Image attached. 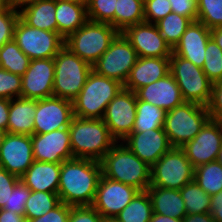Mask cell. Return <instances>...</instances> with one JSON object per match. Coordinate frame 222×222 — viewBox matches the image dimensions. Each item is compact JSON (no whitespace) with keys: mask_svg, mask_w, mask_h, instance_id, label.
I'll return each mask as SVG.
<instances>
[{"mask_svg":"<svg viewBox=\"0 0 222 222\" xmlns=\"http://www.w3.org/2000/svg\"><path fill=\"white\" fill-rule=\"evenodd\" d=\"M102 175L100 161L73 158L61 163L58 196L69 206H92Z\"/></svg>","mask_w":222,"mask_h":222,"instance_id":"1","label":"cell"},{"mask_svg":"<svg viewBox=\"0 0 222 222\" xmlns=\"http://www.w3.org/2000/svg\"><path fill=\"white\" fill-rule=\"evenodd\" d=\"M74 158L101 161L117 143L103 119L73 117L68 127Z\"/></svg>","mask_w":222,"mask_h":222,"instance_id":"2","label":"cell"},{"mask_svg":"<svg viewBox=\"0 0 222 222\" xmlns=\"http://www.w3.org/2000/svg\"><path fill=\"white\" fill-rule=\"evenodd\" d=\"M119 143L100 161L102 174L139 191L147 190L151 183V167L141 161L123 142Z\"/></svg>","mask_w":222,"mask_h":222,"instance_id":"3","label":"cell"},{"mask_svg":"<svg viewBox=\"0 0 222 222\" xmlns=\"http://www.w3.org/2000/svg\"><path fill=\"white\" fill-rule=\"evenodd\" d=\"M123 88L119 81L92 70L77 97L72 101L73 114L82 119H102L107 105Z\"/></svg>","mask_w":222,"mask_h":222,"instance_id":"4","label":"cell"},{"mask_svg":"<svg viewBox=\"0 0 222 222\" xmlns=\"http://www.w3.org/2000/svg\"><path fill=\"white\" fill-rule=\"evenodd\" d=\"M119 33L108 23L88 20L65 39L64 46L93 66Z\"/></svg>","mask_w":222,"mask_h":222,"instance_id":"5","label":"cell"},{"mask_svg":"<svg viewBox=\"0 0 222 222\" xmlns=\"http://www.w3.org/2000/svg\"><path fill=\"white\" fill-rule=\"evenodd\" d=\"M209 119L206 106L184 102L166 112L163 129L170 145L181 148L200 132Z\"/></svg>","mask_w":222,"mask_h":222,"instance_id":"6","label":"cell"},{"mask_svg":"<svg viewBox=\"0 0 222 222\" xmlns=\"http://www.w3.org/2000/svg\"><path fill=\"white\" fill-rule=\"evenodd\" d=\"M53 96L73 101L85 85L92 66L63 47L54 57Z\"/></svg>","mask_w":222,"mask_h":222,"instance_id":"7","label":"cell"},{"mask_svg":"<svg viewBox=\"0 0 222 222\" xmlns=\"http://www.w3.org/2000/svg\"><path fill=\"white\" fill-rule=\"evenodd\" d=\"M169 58V72L175 78L183 100L207 106L213 83L207 78L203 69L173 53Z\"/></svg>","mask_w":222,"mask_h":222,"instance_id":"8","label":"cell"},{"mask_svg":"<svg viewBox=\"0 0 222 222\" xmlns=\"http://www.w3.org/2000/svg\"><path fill=\"white\" fill-rule=\"evenodd\" d=\"M194 173L184 150L172 147L151 167L150 186L180 190L194 180Z\"/></svg>","mask_w":222,"mask_h":222,"instance_id":"9","label":"cell"},{"mask_svg":"<svg viewBox=\"0 0 222 222\" xmlns=\"http://www.w3.org/2000/svg\"><path fill=\"white\" fill-rule=\"evenodd\" d=\"M13 40L31 60L54 58L65 44L58 32L31 27L21 18L15 26Z\"/></svg>","mask_w":222,"mask_h":222,"instance_id":"10","label":"cell"},{"mask_svg":"<svg viewBox=\"0 0 222 222\" xmlns=\"http://www.w3.org/2000/svg\"><path fill=\"white\" fill-rule=\"evenodd\" d=\"M137 59L138 55L130 41L120 32L92 66V70L124 85Z\"/></svg>","mask_w":222,"mask_h":222,"instance_id":"11","label":"cell"},{"mask_svg":"<svg viewBox=\"0 0 222 222\" xmlns=\"http://www.w3.org/2000/svg\"><path fill=\"white\" fill-rule=\"evenodd\" d=\"M137 96L131 90L122 88L107 105L103 121L111 136L119 143L133 130L136 116Z\"/></svg>","mask_w":222,"mask_h":222,"instance_id":"12","label":"cell"},{"mask_svg":"<svg viewBox=\"0 0 222 222\" xmlns=\"http://www.w3.org/2000/svg\"><path fill=\"white\" fill-rule=\"evenodd\" d=\"M139 192L138 189L101 175L92 207L103 217H116Z\"/></svg>","mask_w":222,"mask_h":222,"instance_id":"13","label":"cell"},{"mask_svg":"<svg viewBox=\"0 0 222 222\" xmlns=\"http://www.w3.org/2000/svg\"><path fill=\"white\" fill-rule=\"evenodd\" d=\"M73 117L72 101L55 96L38 99L33 134H45L69 127Z\"/></svg>","mask_w":222,"mask_h":222,"instance_id":"14","label":"cell"},{"mask_svg":"<svg viewBox=\"0 0 222 222\" xmlns=\"http://www.w3.org/2000/svg\"><path fill=\"white\" fill-rule=\"evenodd\" d=\"M222 141V126L209 119L200 132L183 147L194 168L217 160Z\"/></svg>","mask_w":222,"mask_h":222,"instance_id":"15","label":"cell"},{"mask_svg":"<svg viewBox=\"0 0 222 222\" xmlns=\"http://www.w3.org/2000/svg\"><path fill=\"white\" fill-rule=\"evenodd\" d=\"M138 57H170L173 49L153 23L142 22L127 27L123 32Z\"/></svg>","mask_w":222,"mask_h":222,"instance_id":"16","label":"cell"},{"mask_svg":"<svg viewBox=\"0 0 222 222\" xmlns=\"http://www.w3.org/2000/svg\"><path fill=\"white\" fill-rule=\"evenodd\" d=\"M33 162L31 136L6 133L0 148V167L20 178Z\"/></svg>","mask_w":222,"mask_h":222,"instance_id":"17","label":"cell"},{"mask_svg":"<svg viewBox=\"0 0 222 222\" xmlns=\"http://www.w3.org/2000/svg\"><path fill=\"white\" fill-rule=\"evenodd\" d=\"M31 141L36 161L62 163L74 158L68 127L45 134H33Z\"/></svg>","mask_w":222,"mask_h":222,"instance_id":"18","label":"cell"},{"mask_svg":"<svg viewBox=\"0 0 222 222\" xmlns=\"http://www.w3.org/2000/svg\"><path fill=\"white\" fill-rule=\"evenodd\" d=\"M54 58L31 60L22 76L21 98L44 99L53 96Z\"/></svg>","mask_w":222,"mask_h":222,"instance_id":"19","label":"cell"},{"mask_svg":"<svg viewBox=\"0 0 222 222\" xmlns=\"http://www.w3.org/2000/svg\"><path fill=\"white\" fill-rule=\"evenodd\" d=\"M122 142L150 167L172 148L164 129L130 133Z\"/></svg>","mask_w":222,"mask_h":222,"instance_id":"20","label":"cell"},{"mask_svg":"<svg viewBox=\"0 0 222 222\" xmlns=\"http://www.w3.org/2000/svg\"><path fill=\"white\" fill-rule=\"evenodd\" d=\"M211 39V30L200 21H192L180 41L173 48V54L180 56L202 68L205 61V51Z\"/></svg>","mask_w":222,"mask_h":222,"instance_id":"21","label":"cell"},{"mask_svg":"<svg viewBox=\"0 0 222 222\" xmlns=\"http://www.w3.org/2000/svg\"><path fill=\"white\" fill-rule=\"evenodd\" d=\"M135 93L139 100L151 103L166 112L185 102L180 88L170 72L165 77L143 86Z\"/></svg>","mask_w":222,"mask_h":222,"instance_id":"22","label":"cell"},{"mask_svg":"<svg viewBox=\"0 0 222 222\" xmlns=\"http://www.w3.org/2000/svg\"><path fill=\"white\" fill-rule=\"evenodd\" d=\"M169 69V57H138L123 88L135 93L143 86L165 77L169 73Z\"/></svg>","mask_w":222,"mask_h":222,"instance_id":"23","label":"cell"},{"mask_svg":"<svg viewBox=\"0 0 222 222\" xmlns=\"http://www.w3.org/2000/svg\"><path fill=\"white\" fill-rule=\"evenodd\" d=\"M61 163L41 162L33 164L20 177L31 191L58 192Z\"/></svg>","mask_w":222,"mask_h":222,"instance_id":"24","label":"cell"},{"mask_svg":"<svg viewBox=\"0 0 222 222\" xmlns=\"http://www.w3.org/2000/svg\"><path fill=\"white\" fill-rule=\"evenodd\" d=\"M36 99L10 100L7 133L33 135Z\"/></svg>","mask_w":222,"mask_h":222,"instance_id":"25","label":"cell"},{"mask_svg":"<svg viewBox=\"0 0 222 222\" xmlns=\"http://www.w3.org/2000/svg\"><path fill=\"white\" fill-rule=\"evenodd\" d=\"M147 192L152 202L153 213L181 220L186 216L180 190L149 186Z\"/></svg>","mask_w":222,"mask_h":222,"instance_id":"26","label":"cell"},{"mask_svg":"<svg viewBox=\"0 0 222 222\" xmlns=\"http://www.w3.org/2000/svg\"><path fill=\"white\" fill-rule=\"evenodd\" d=\"M55 17L57 32L64 39L88 21L86 6L63 0H56Z\"/></svg>","mask_w":222,"mask_h":222,"instance_id":"27","label":"cell"},{"mask_svg":"<svg viewBox=\"0 0 222 222\" xmlns=\"http://www.w3.org/2000/svg\"><path fill=\"white\" fill-rule=\"evenodd\" d=\"M56 0H40L20 9V18L29 26L57 32Z\"/></svg>","mask_w":222,"mask_h":222,"instance_id":"28","label":"cell"},{"mask_svg":"<svg viewBox=\"0 0 222 222\" xmlns=\"http://www.w3.org/2000/svg\"><path fill=\"white\" fill-rule=\"evenodd\" d=\"M166 111L137 98L135 124L131 133L163 129Z\"/></svg>","mask_w":222,"mask_h":222,"instance_id":"29","label":"cell"},{"mask_svg":"<svg viewBox=\"0 0 222 222\" xmlns=\"http://www.w3.org/2000/svg\"><path fill=\"white\" fill-rule=\"evenodd\" d=\"M152 214V202L145 190L139 191L116 218L120 222H150Z\"/></svg>","mask_w":222,"mask_h":222,"instance_id":"30","label":"cell"},{"mask_svg":"<svg viewBox=\"0 0 222 222\" xmlns=\"http://www.w3.org/2000/svg\"><path fill=\"white\" fill-rule=\"evenodd\" d=\"M144 21V4L140 0H117L115 29L123 32L127 27Z\"/></svg>","mask_w":222,"mask_h":222,"instance_id":"31","label":"cell"},{"mask_svg":"<svg viewBox=\"0 0 222 222\" xmlns=\"http://www.w3.org/2000/svg\"><path fill=\"white\" fill-rule=\"evenodd\" d=\"M31 59L24 54L17 43L12 40L0 48V68L13 74L23 76Z\"/></svg>","mask_w":222,"mask_h":222,"instance_id":"32","label":"cell"},{"mask_svg":"<svg viewBox=\"0 0 222 222\" xmlns=\"http://www.w3.org/2000/svg\"><path fill=\"white\" fill-rule=\"evenodd\" d=\"M194 181L209 195L222 192V165L216 160L198 166Z\"/></svg>","mask_w":222,"mask_h":222,"instance_id":"33","label":"cell"},{"mask_svg":"<svg viewBox=\"0 0 222 222\" xmlns=\"http://www.w3.org/2000/svg\"><path fill=\"white\" fill-rule=\"evenodd\" d=\"M186 214H202L211 210V195L207 194L194 180L180 189Z\"/></svg>","mask_w":222,"mask_h":222,"instance_id":"34","label":"cell"},{"mask_svg":"<svg viewBox=\"0 0 222 222\" xmlns=\"http://www.w3.org/2000/svg\"><path fill=\"white\" fill-rule=\"evenodd\" d=\"M61 203L58 193L31 191L25 203L24 216L27 220L45 215Z\"/></svg>","mask_w":222,"mask_h":222,"instance_id":"35","label":"cell"},{"mask_svg":"<svg viewBox=\"0 0 222 222\" xmlns=\"http://www.w3.org/2000/svg\"><path fill=\"white\" fill-rule=\"evenodd\" d=\"M191 23L190 18L171 12L156 22L155 25L165 41L173 49Z\"/></svg>","mask_w":222,"mask_h":222,"instance_id":"36","label":"cell"},{"mask_svg":"<svg viewBox=\"0 0 222 222\" xmlns=\"http://www.w3.org/2000/svg\"><path fill=\"white\" fill-rule=\"evenodd\" d=\"M197 20L208 29L222 26V0H197Z\"/></svg>","mask_w":222,"mask_h":222,"instance_id":"37","label":"cell"},{"mask_svg":"<svg viewBox=\"0 0 222 222\" xmlns=\"http://www.w3.org/2000/svg\"><path fill=\"white\" fill-rule=\"evenodd\" d=\"M202 69L212 83L222 81V49L212 38L206 46Z\"/></svg>","mask_w":222,"mask_h":222,"instance_id":"38","label":"cell"},{"mask_svg":"<svg viewBox=\"0 0 222 222\" xmlns=\"http://www.w3.org/2000/svg\"><path fill=\"white\" fill-rule=\"evenodd\" d=\"M117 0H90L87 19L97 23H108L115 28V7Z\"/></svg>","mask_w":222,"mask_h":222,"instance_id":"39","label":"cell"},{"mask_svg":"<svg viewBox=\"0 0 222 222\" xmlns=\"http://www.w3.org/2000/svg\"><path fill=\"white\" fill-rule=\"evenodd\" d=\"M19 18V11L9 5L0 11V48L13 40L15 26Z\"/></svg>","mask_w":222,"mask_h":222,"instance_id":"40","label":"cell"},{"mask_svg":"<svg viewBox=\"0 0 222 222\" xmlns=\"http://www.w3.org/2000/svg\"><path fill=\"white\" fill-rule=\"evenodd\" d=\"M22 76L0 68V98L13 99L21 95Z\"/></svg>","mask_w":222,"mask_h":222,"instance_id":"41","label":"cell"},{"mask_svg":"<svg viewBox=\"0 0 222 222\" xmlns=\"http://www.w3.org/2000/svg\"><path fill=\"white\" fill-rule=\"evenodd\" d=\"M31 190L22 182L19 181L13 188L8 204H5L3 209L11 210L14 213L23 215L25 213V203L29 198Z\"/></svg>","mask_w":222,"mask_h":222,"instance_id":"42","label":"cell"},{"mask_svg":"<svg viewBox=\"0 0 222 222\" xmlns=\"http://www.w3.org/2000/svg\"><path fill=\"white\" fill-rule=\"evenodd\" d=\"M173 12L169 0H148L144 4L145 22L155 24Z\"/></svg>","mask_w":222,"mask_h":222,"instance_id":"43","label":"cell"},{"mask_svg":"<svg viewBox=\"0 0 222 222\" xmlns=\"http://www.w3.org/2000/svg\"><path fill=\"white\" fill-rule=\"evenodd\" d=\"M206 107L210 119L222 126V81L212 84L211 97Z\"/></svg>","mask_w":222,"mask_h":222,"instance_id":"44","label":"cell"},{"mask_svg":"<svg viewBox=\"0 0 222 222\" xmlns=\"http://www.w3.org/2000/svg\"><path fill=\"white\" fill-rule=\"evenodd\" d=\"M19 181V177L0 167V209H3L5 204H8L10 194Z\"/></svg>","mask_w":222,"mask_h":222,"instance_id":"45","label":"cell"},{"mask_svg":"<svg viewBox=\"0 0 222 222\" xmlns=\"http://www.w3.org/2000/svg\"><path fill=\"white\" fill-rule=\"evenodd\" d=\"M103 217L92 206H71L68 222H102Z\"/></svg>","mask_w":222,"mask_h":222,"instance_id":"46","label":"cell"},{"mask_svg":"<svg viewBox=\"0 0 222 222\" xmlns=\"http://www.w3.org/2000/svg\"><path fill=\"white\" fill-rule=\"evenodd\" d=\"M71 206L61 202L58 206L50 210L45 215L28 222H68Z\"/></svg>","mask_w":222,"mask_h":222,"instance_id":"47","label":"cell"},{"mask_svg":"<svg viewBox=\"0 0 222 222\" xmlns=\"http://www.w3.org/2000/svg\"><path fill=\"white\" fill-rule=\"evenodd\" d=\"M174 13L197 20V0H169Z\"/></svg>","mask_w":222,"mask_h":222,"instance_id":"48","label":"cell"},{"mask_svg":"<svg viewBox=\"0 0 222 222\" xmlns=\"http://www.w3.org/2000/svg\"><path fill=\"white\" fill-rule=\"evenodd\" d=\"M10 100L0 98V130L7 132Z\"/></svg>","mask_w":222,"mask_h":222,"instance_id":"49","label":"cell"},{"mask_svg":"<svg viewBox=\"0 0 222 222\" xmlns=\"http://www.w3.org/2000/svg\"><path fill=\"white\" fill-rule=\"evenodd\" d=\"M0 222H28L25 216L12 212L11 210L0 209Z\"/></svg>","mask_w":222,"mask_h":222,"instance_id":"50","label":"cell"},{"mask_svg":"<svg viewBox=\"0 0 222 222\" xmlns=\"http://www.w3.org/2000/svg\"><path fill=\"white\" fill-rule=\"evenodd\" d=\"M182 222H216L211 216V213H202V214H186L182 219Z\"/></svg>","mask_w":222,"mask_h":222,"instance_id":"51","label":"cell"},{"mask_svg":"<svg viewBox=\"0 0 222 222\" xmlns=\"http://www.w3.org/2000/svg\"><path fill=\"white\" fill-rule=\"evenodd\" d=\"M211 214H222V192L211 195Z\"/></svg>","mask_w":222,"mask_h":222,"instance_id":"52","label":"cell"},{"mask_svg":"<svg viewBox=\"0 0 222 222\" xmlns=\"http://www.w3.org/2000/svg\"><path fill=\"white\" fill-rule=\"evenodd\" d=\"M40 0H7V5L11 6L17 11H20V8H24L29 4L39 2Z\"/></svg>","mask_w":222,"mask_h":222,"instance_id":"53","label":"cell"},{"mask_svg":"<svg viewBox=\"0 0 222 222\" xmlns=\"http://www.w3.org/2000/svg\"><path fill=\"white\" fill-rule=\"evenodd\" d=\"M150 222H182L181 219L153 213Z\"/></svg>","mask_w":222,"mask_h":222,"instance_id":"54","label":"cell"},{"mask_svg":"<svg viewBox=\"0 0 222 222\" xmlns=\"http://www.w3.org/2000/svg\"><path fill=\"white\" fill-rule=\"evenodd\" d=\"M211 38L222 49V26L211 29Z\"/></svg>","mask_w":222,"mask_h":222,"instance_id":"55","label":"cell"},{"mask_svg":"<svg viewBox=\"0 0 222 222\" xmlns=\"http://www.w3.org/2000/svg\"><path fill=\"white\" fill-rule=\"evenodd\" d=\"M63 1L78 3L80 5H84L87 7L90 0H63Z\"/></svg>","mask_w":222,"mask_h":222,"instance_id":"56","label":"cell"},{"mask_svg":"<svg viewBox=\"0 0 222 222\" xmlns=\"http://www.w3.org/2000/svg\"><path fill=\"white\" fill-rule=\"evenodd\" d=\"M216 222H222V214H211Z\"/></svg>","mask_w":222,"mask_h":222,"instance_id":"57","label":"cell"},{"mask_svg":"<svg viewBox=\"0 0 222 222\" xmlns=\"http://www.w3.org/2000/svg\"><path fill=\"white\" fill-rule=\"evenodd\" d=\"M102 222H120L116 217L103 218Z\"/></svg>","mask_w":222,"mask_h":222,"instance_id":"58","label":"cell"},{"mask_svg":"<svg viewBox=\"0 0 222 222\" xmlns=\"http://www.w3.org/2000/svg\"><path fill=\"white\" fill-rule=\"evenodd\" d=\"M217 161L222 165V143H221V146H220V150H219V154H218V157H217Z\"/></svg>","mask_w":222,"mask_h":222,"instance_id":"59","label":"cell"},{"mask_svg":"<svg viewBox=\"0 0 222 222\" xmlns=\"http://www.w3.org/2000/svg\"><path fill=\"white\" fill-rule=\"evenodd\" d=\"M7 132H4L2 130H0V148H1V145L3 143V140H4V137L6 135Z\"/></svg>","mask_w":222,"mask_h":222,"instance_id":"60","label":"cell"},{"mask_svg":"<svg viewBox=\"0 0 222 222\" xmlns=\"http://www.w3.org/2000/svg\"><path fill=\"white\" fill-rule=\"evenodd\" d=\"M7 6V0H0V11Z\"/></svg>","mask_w":222,"mask_h":222,"instance_id":"61","label":"cell"},{"mask_svg":"<svg viewBox=\"0 0 222 222\" xmlns=\"http://www.w3.org/2000/svg\"><path fill=\"white\" fill-rule=\"evenodd\" d=\"M143 4H145L148 0H140Z\"/></svg>","mask_w":222,"mask_h":222,"instance_id":"62","label":"cell"}]
</instances>
